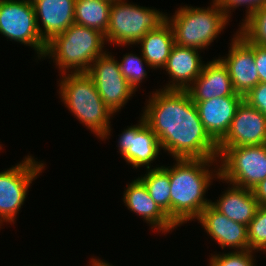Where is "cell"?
Masks as SVG:
<instances>
[{
	"label": "cell",
	"instance_id": "cell-13",
	"mask_svg": "<svg viewBox=\"0 0 266 266\" xmlns=\"http://www.w3.org/2000/svg\"><path fill=\"white\" fill-rule=\"evenodd\" d=\"M266 144V116L245 100L238 105L230 128L218 147Z\"/></svg>",
	"mask_w": 266,
	"mask_h": 266
},
{
	"label": "cell",
	"instance_id": "cell-31",
	"mask_svg": "<svg viewBox=\"0 0 266 266\" xmlns=\"http://www.w3.org/2000/svg\"><path fill=\"white\" fill-rule=\"evenodd\" d=\"M253 195L258 201L259 206L266 207V179L259 182L253 189Z\"/></svg>",
	"mask_w": 266,
	"mask_h": 266
},
{
	"label": "cell",
	"instance_id": "cell-15",
	"mask_svg": "<svg viewBox=\"0 0 266 266\" xmlns=\"http://www.w3.org/2000/svg\"><path fill=\"white\" fill-rule=\"evenodd\" d=\"M197 220L222 249L226 246L232 249L235 247L236 251L249 249L247 226L228 219L211 204L201 212Z\"/></svg>",
	"mask_w": 266,
	"mask_h": 266
},
{
	"label": "cell",
	"instance_id": "cell-10",
	"mask_svg": "<svg viewBox=\"0 0 266 266\" xmlns=\"http://www.w3.org/2000/svg\"><path fill=\"white\" fill-rule=\"evenodd\" d=\"M109 52L100 55L94 60L87 72L92 78L96 89L105 105L113 112H119L135 90L124 78L118 61Z\"/></svg>",
	"mask_w": 266,
	"mask_h": 266
},
{
	"label": "cell",
	"instance_id": "cell-25",
	"mask_svg": "<svg viewBox=\"0 0 266 266\" xmlns=\"http://www.w3.org/2000/svg\"><path fill=\"white\" fill-rule=\"evenodd\" d=\"M143 62L149 67L147 61L142 56V53L141 57H138L133 53H127L123 56L121 62H118L121 73L135 91L139 87L138 85H140L142 80L147 76Z\"/></svg>",
	"mask_w": 266,
	"mask_h": 266
},
{
	"label": "cell",
	"instance_id": "cell-14",
	"mask_svg": "<svg viewBox=\"0 0 266 266\" xmlns=\"http://www.w3.org/2000/svg\"><path fill=\"white\" fill-rule=\"evenodd\" d=\"M242 100V95H231L206 101H193L205 130L217 144L227 134Z\"/></svg>",
	"mask_w": 266,
	"mask_h": 266
},
{
	"label": "cell",
	"instance_id": "cell-26",
	"mask_svg": "<svg viewBox=\"0 0 266 266\" xmlns=\"http://www.w3.org/2000/svg\"><path fill=\"white\" fill-rule=\"evenodd\" d=\"M247 229L249 250L266 251V207H258Z\"/></svg>",
	"mask_w": 266,
	"mask_h": 266
},
{
	"label": "cell",
	"instance_id": "cell-9",
	"mask_svg": "<svg viewBox=\"0 0 266 266\" xmlns=\"http://www.w3.org/2000/svg\"><path fill=\"white\" fill-rule=\"evenodd\" d=\"M44 167V163L28 155L15 167L0 172V226L5 221L14 222L27 197L28 188Z\"/></svg>",
	"mask_w": 266,
	"mask_h": 266
},
{
	"label": "cell",
	"instance_id": "cell-34",
	"mask_svg": "<svg viewBox=\"0 0 266 266\" xmlns=\"http://www.w3.org/2000/svg\"><path fill=\"white\" fill-rule=\"evenodd\" d=\"M107 1H109V2H111V3H112V2H114V1H117V0H107Z\"/></svg>",
	"mask_w": 266,
	"mask_h": 266
},
{
	"label": "cell",
	"instance_id": "cell-32",
	"mask_svg": "<svg viewBox=\"0 0 266 266\" xmlns=\"http://www.w3.org/2000/svg\"><path fill=\"white\" fill-rule=\"evenodd\" d=\"M91 265L90 266H112L109 263H106V261H101L100 259L92 258L90 261Z\"/></svg>",
	"mask_w": 266,
	"mask_h": 266
},
{
	"label": "cell",
	"instance_id": "cell-7",
	"mask_svg": "<svg viewBox=\"0 0 266 266\" xmlns=\"http://www.w3.org/2000/svg\"><path fill=\"white\" fill-rule=\"evenodd\" d=\"M219 178L242 188L253 189L266 179V144L218 147Z\"/></svg>",
	"mask_w": 266,
	"mask_h": 266
},
{
	"label": "cell",
	"instance_id": "cell-29",
	"mask_svg": "<svg viewBox=\"0 0 266 266\" xmlns=\"http://www.w3.org/2000/svg\"><path fill=\"white\" fill-rule=\"evenodd\" d=\"M243 100L266 116V83L259 82L243 96Z\"/></svg>",
	"mask_w": 266,
	"mask_h": 266
},
{
	"label": "cell",
	"instance_id": "cell-21",
	"mask_svg": "<svg viewBox=\"0 0 266 266\" xmlns=\"http://www.w3.org/2000/svg\"><path fill=\"white\" fill-rule=\"evenodd\" d=\"M138 44L149 68H164L175 44L171 25L166 20L157 29L148 32Z\"/></svg>",
	"mask_w": 266,
	"mask_h": 266
},
{
	"label": "cell",
	"instance_id": "cell-2",
	"mask_svg": "<svg viewBox=\"0 0 266 266\" xmlns=\"http://www.w3.org/2000/svg\"><path fill=\"white\" fill-rule=\"evenodd\" d=\"M174 166L169 167L170 177V220L180 226L199 217L211 204L206 200L205 192L211 180L219 178V169L209 171L217 159L177 158ZM210 164V165H209ZM208 167V168H207ZM215 176V177H213Z\"/></svg>",
	"mask_w": 266,
	"mask_h": 266
},
{
	"label": "cell",
	"instance_id": "cell-24",
	"mask_svg": "<svg viewBox=\"0 0 266 266\" xmlns=\"http://www.w3.org/2000/svg\"><path fill=\"white\" fill-rule=\"evenodd\" d=\"M240 31L251 43L266 46V5L243 19Z\"/></svg>",
	"mask_w": 266,
	"mask_h": 266
},
{
	"label": "cell",
	"instance_id": "cell-22",
	"mask_svg": "<svg viewBox=\"0 0 266 266\" xmlns=\"http://www.w3.org/2000/svg\"><path fill=\"white\" fill-rule=\"evenodd\" d=\"M112 3L107 0H75V24L100 31L105 35Z\"/></svg>",
	"mask_w": 266,
	"mask_h": 266
},
{
	"label": "cell",
	"instance_id": "cell-17",
	"mask_svg": "<svg viewBox=\"0 0 266 266\" xmlns=\"http://www.w3.org/2000/svg\"><path fill=\"white\" fill-rule=\"evenodd\" d=\"M33 6L38 32L46 44L75 23V0H37Z\"/></svg>",
	"mask_w": 266,
	"mask_h": 266
},
{
	"label": "cell",
	"instance_id": "cell-5",
	"mask_svg": "<svg viewBox=\"0 0 266 266\" xmlns=\"http://www.w3.org/2000/svg\"><path fill=\"white\" fill-rule=\"evenodd\" d=\"M229 18L215 0L205 9L183 6L173 17L166 16L175 44L197 50L207 48L223 31Z\"/></svg>",
	"mask_w": 266,
	"mask_h": 266
},
{
	"label": "cell",
	"instance_id": "cell-23",
	"mask_svg": "<svg viewBox=\"0 0 266 266\" xmlns=\"http://www.w3.org/2000/svg\"><path fill=\"white\" fill-rule=\"evenodd\" d=\"M140 177L138 178L146 186L150 197L170 218L169 166H158L153 169L149 168L146 174Z\"/></svg>",
	"mask_w": 266,
	"mask_h": 266
},
{
	"label": "cell",
	"instance_id": "cell-28",
	"mask_svg": "<svg viewBox=\"0 0 266 266\" xmlns=\"http://www.w3.org/2000/svg\"><path fill=\"white\" fill-rule=\"evenodd\" d=\"M224 10L225 14L231 16V9L247 5L246 18L262 6L266 5V0H215ZM230 13V14H229Z\"/></svg>",
	"mask_w": 266,
	"mask_h": 266
},
{
	"label": "cell",
	"instance_id": "cell-3",
	"mask_svg": "<svg viewBox=\"0 0 266 266\" xmlns=\"http://www.w3.org/2000/svg\"><path fill=\"white\" fill-rule=\"evenodd\" d=\"M61 78L59 94L68 110L96 136L106 140L114 113L103 102L92 78L87 73L71 72Z\"/></svg>",
	"mask_w": 266,
	"mask_h": 266
},
{
	"label": "cell",
	"instance_id": "cell-19",
	"mask_svg": "<svg viewBox=\"0 0 266 266\" xmlns=\"http://www.w3.org/2000/svg\"><path fill=\"white\" fill-rule=\"evenodd\" d=\"M200 58L197 49L174 44L164 67L172 84L168 83L162 89L186 90L201 74L204 63Z\"/></svg>",
	"mask_w": 266,
	"mask_h": 266
},
{
	"label": "cell",
	"instance_id": "cell-1",
	"mask_svg": "<svg viewBox=\"0 0 266 266\" xmlns=\"http://www.w3.org/2000/svg\"><path fill=\"white\" fill-rule=\"evenodd\" d=\"M151 96L142 117L163 150L175 159L219 158L218 144L205 130L186 90L159 89Z\"/></svg>",
	"mask_w": 266,
	"mask_h": 266
},
{
	"label": "cell",
	"instance_id": "cell-20",
	"mask_svg": "<svg viewBox=\"0 0 266 266\" xmlns=\"http://www.w3.org/2000/svg\"><path fill=\"white\" fill-rule=\"evenodd\" d=\"M211 205L228 219L248 227L259 207L252 189L232 185Z\"/></svg>",
	"mask_w": 266,
	"mask_h": 266
},
{
	"label": "cell",
	"instance_id": "cell-4",
	"mask_svg": "<svg viewBox=\"0 0 266 266\" xmlns=\"http://www.w3.org/2000/svg\"><path fill=\"white\" fill-rule=\"evenodd\" d=\"M104 42L100 31L74 23L47 43L43 57L53 58L62 74L69 69H73L71 73H87L92 62L104 53Z\"/></svg>",
	"mask_w": 266,
	"mask_h": 266
},
{
	"label": "cell",
	"instance_id": "cell-27",
	"mask_svg": "<svg viewBox=\"0 0 266 266\" xmlns=\"http://www.w3.org/2000/svg\"><path fill=\"white\" fill-rule=\"evenodd\" d=\"M252 250L233 251L222 255H213L209 261L214 266H255Z\"/></svg>",
	"mask_w": 266,
	"mask_h": 266
},
{
	"label": "cell",
	"instance_id": "cell-16",
	"mask_svg": "<svg viewBox=\"0 0 266 266\" xmlns=\"http://www.w3.org/2000/svg\"><path fill=\"white\" fill-rule=\"evenodd\" d=\"M186 91L192 101L240 95L235 92L227 67L219 58L204 64L201 74Z\"/></svg>",
	"mask_w": 266,
	"mask_h": 266
},
{
	"label": "cell",
	"instance_id": "cell-30",
	"mask_svg": "<svg viewBox=\"0 0 266 266\" xmlns=\"http://www.w3.org/2000/svg\"><path fill=\"white\" fill-rule=\"evenodd\" d=\"M254 60L258 70L259 82L266 83V46L254 44Z\"/></svg>",
	"mask_w": 266,
	"mask_h": 266
},
{
	"label": "cell",
	"instance_id": "cell-6",
	"mask_svg": "<svg viewBox=\"0 0 266 266\" xmlns=\"http://www.w3.org/2000/svg\"><path fill=\"white\" fill-rule=\"evenodd\" d=\"M166 16L162 11L130 4L125 0L114 1L104 38L106 42L120 46L136 45L148 32L163 24Z\"/></svg>",
	"mask_w": 266,
	"mask_h": 266
},
{
	"label": "cell",
	"instance_id": "cell-8",
	"mask_svg": "<svg viewBox=\"0 0 266 266\" xmlns=\"http://www.w3.org/2000/svg\"><path fill=\"white\" fill-rule=\"evenodd\" d=\"M0 34L31 46L38 59L45 54L47 44L38 32L35 8L28 0H0Z\"/></svg>",
	"mask_w": 266,
	"mask_h": 266
},
{
	"label": "cell",
	"instance_id": "cell-33",
	"mask_svg": "<svg viewBox=\"0 0 266 266\" xmlns=\"http://www.w3.org/2000/svg\"><path fill=\"white\" fill-rule=\"evenodd\" d=\"M28 1L33 4L37 0H28Z\"/></svg>",
	"mask_w": 266,
	"mask_h": 266
},
{
	"label": "cell",
	"instance_id": "cell-18",
	"mask_svg": "<svg viewBox=\"0 0 266 266\" xmlns=\"http://www.w3.org/2000/svg\"><path fill=\"white\" fill-rule=\"evenodd\" d=\"M123 196L128 210L142 216L155 230L166 233L177 228L169 216L150 197L146 186L139 178L127 184Z\"/></svg>",
	"mask_w": 266,
	"mask_h": 266
},
{
	"label": "cell",
	"instance_id": "cell-12",
	"mask_svg": "<svg viewBox=\"0 0 266 266\" xmlns=\"http://www.w3.org/2000/svg\"><path fill=\"white\" fill-rule=\"evenodd\" d=\"M118 140L120 154L135 169L143 165L149 169L150 163L158 157L161 150L157 135L146 124L142 116L138 125L128 126L120 134Z\"/></svg>",
	"mask_w": 266,
	"mask_h": 266
},
{
	"label": "cell",
	"instance_id": "cell-35",
	"mask_svg": "<svg viewBox=\"0 0 266 266\" xmlns=\"http://www.w3.org/2000/svg\"><path fill=\"white\" fill-rule=\"evenodd\" d=\"M209 266H214L211 262L208 263Z\"/></svg>",
	"mask_w": 266,
	"mask_h": 266
},
{
	"label": "cell",
	"instance_id": "cell-11",
	"mask_svg": "<svg viewBox=\"0 0 266 266\" xmlns=\"http://www.w3.org/2000/svg\"><path fill=\"white\" fill-rule=\"evenodd\" d=\"M230 45L228 57H219V59L227 67L235 92L245 96L259 83L254 60V43L237 31Z\"/></svg>",
	"mask_w": 266,
	"mask_h": 266
}]
</instances>
